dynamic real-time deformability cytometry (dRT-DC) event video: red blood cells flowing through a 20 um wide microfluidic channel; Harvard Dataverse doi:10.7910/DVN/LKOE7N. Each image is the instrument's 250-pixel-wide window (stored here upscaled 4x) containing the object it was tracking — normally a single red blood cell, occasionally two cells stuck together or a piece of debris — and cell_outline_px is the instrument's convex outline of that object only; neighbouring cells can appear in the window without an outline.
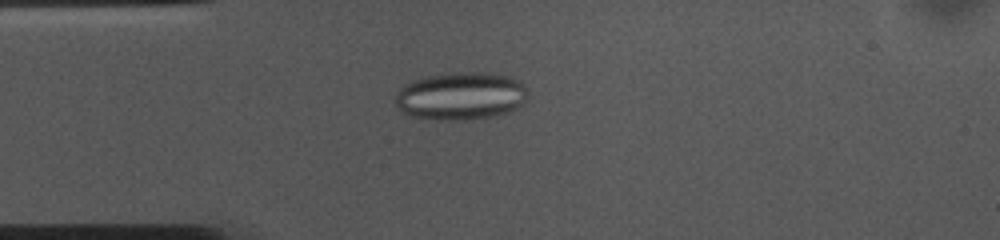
{"species": "common noctule bat (a hibernating species)", "species_latin": "Nyctalus noctula", "temperature_condition": "cold", "stored_images_in_passage": 53, "camera_frame_rate_fps": 3000, "um_per_image_px": 0.085, "animal": {"sex": "female", "body_mass_g": 10.0, "forearm_length_mm": 53.1}, "frame": {"image": 1, "passage_image": 12, "time_ms": 3.667, "image_size_px": [1000, 240], "cell_outline_px": [[528, 96], [512, 112], [496, 116], [464, 120], [440, 120], [412, 116], [404, 112], [396, 104], [396, 92], [404, 84], [412, 80], [428, 76], [456, 72], [492, 72], [508, 76], [520, 80], [528, 92]], "centroid_in_image_um": [39.2, 8.15], "position_along_channel_um": 45.8, "area_um2": 37.17}}
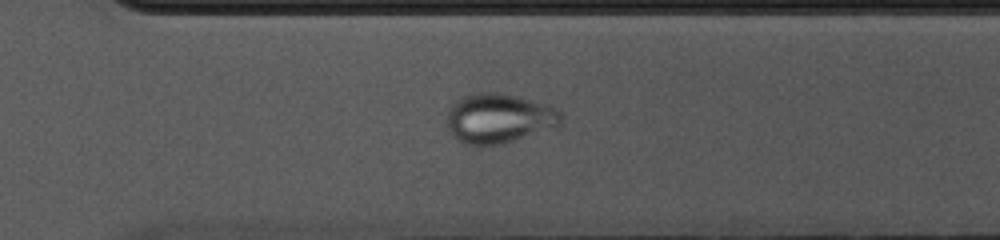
{"frame": {"image": 2, "passage_image": 36, "time_ms": 11.667, "image_size_px": [1000, 240], "cell_outline_px": [[560, 124], [556, 128], [504, 144], [464, 144], [452, 136], [448, 124], [448, 112], [452, 104], [456, 100], [464, 96], [476, 92], [500, 92], [516, 96], [556, 108], [560, 112]], "centroid_in_image_um": [42.41, 10.06], "position_along_channel_um": 328.2, "area_um2": 32.89}}
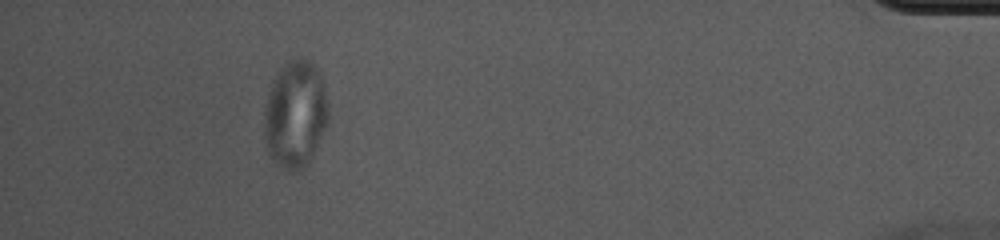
{"frame": {"image": 3, "passage_image": 48, "time_ms": 15.667, "image_size_px": [1000, 240], "cell_outline_px": [[328, 124], [308, 164], [300, 172], [288, 172], [276, 164], [272, 160], [264, 144], [264, 112], [272, 80], [280, 68], [292, 56], [308, 56], [312, 60], [320, 72], [328, 104]], "centroid_in_image_um": [25.1, 9.69], "position_along_channel_um": 410.1, "area_um2": 41.21}}